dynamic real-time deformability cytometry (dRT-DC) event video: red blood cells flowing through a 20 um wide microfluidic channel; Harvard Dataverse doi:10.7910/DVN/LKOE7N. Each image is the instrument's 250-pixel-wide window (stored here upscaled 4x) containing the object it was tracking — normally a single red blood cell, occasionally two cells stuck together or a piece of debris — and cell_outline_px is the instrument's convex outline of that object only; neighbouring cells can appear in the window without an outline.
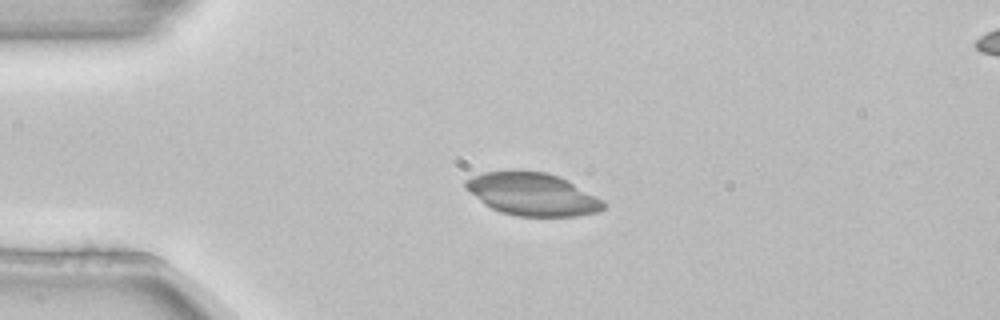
{"species": "common noctule bat (a hibernating species)", "species_latin": "Nyctalus noctula", "temperature_condition": "room temperature", "stored_images_in_passage": 4, "camera_frame_rate_fps": 3000, "um_per_image_px": 0.085, "animal": {"sex": "female", "body_mass_g": 22.7, "forearm_length_mm": 54.2}, "frame": {"image": 1, "passage_image": 2, "time_ms": 0.333, "image_size_px": [1000, 320], "cell_outline_px": [[608, 204], [600, 212], [576, 216], [516, 216], [500, 212], [484, 204], [464, 188], [464, 180], [472, 176], [484, 172], [544, 172], [560, 176], [568, 180], [604, 200]], "centroid_in_image_um": [45.29, 16.53], "position_along_channel_um": 39.7, "area_um2": 34.28}}